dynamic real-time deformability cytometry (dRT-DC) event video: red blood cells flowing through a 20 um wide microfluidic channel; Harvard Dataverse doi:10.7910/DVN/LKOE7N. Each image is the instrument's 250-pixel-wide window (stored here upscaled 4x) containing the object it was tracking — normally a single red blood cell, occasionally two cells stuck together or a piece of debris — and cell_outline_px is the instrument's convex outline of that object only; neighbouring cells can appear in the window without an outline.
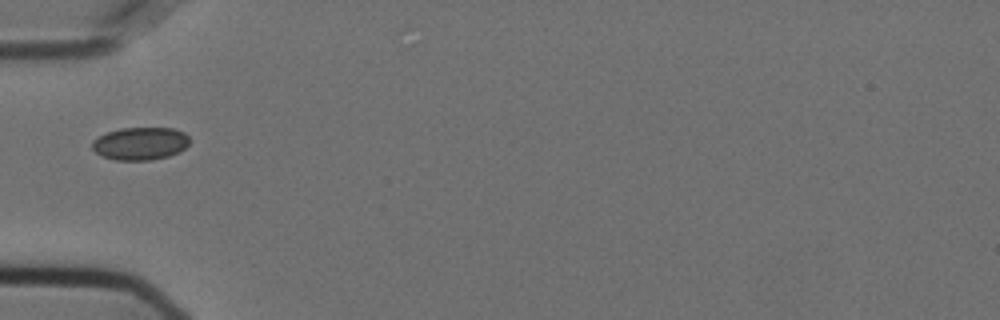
{"species": "Egyptian fruit bat (a non-hibernating species)", "species_latin": "Rousettus aegyptiacus", "temperature_condition": "cold", "stored_images_in_passage": 38, "camera_frame_rate_fps": 3000, "um_per_image_px": 0.085, "animal": {"sex": "female"}, "frame": {"image": 1, "passage_image": 1, "time_ms": 0.0, "image_size_px": [1000, 320], "cell_outline_px": [[188, 144], [180, 152], [168, 156], [152, 160], [116, 160], [100, 156], [92, 148], [92, 140], [108, 132], [120, 128], [172, 128], [184, 132], [188, 136]], "centroid_in_image_um": [11.91, 12.21], "position_along_channel_um": 73.1, "area_um2": 18.61}}
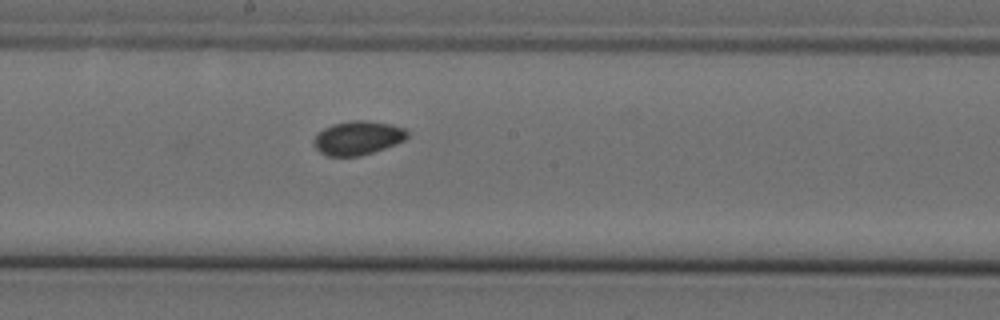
{"frame": {"image": 2, "passage_image": 13, "time_ms": 4.0, "image_size_px": [1000, 320], "cell_outline_px": [[408, 136], [404, 140], [396, 144], [360, 156], [328, 156], [320, 152], [316, 148], [312, 140], [324, 128], [332, 124], [352, 120], [364, 120], [388, 124], [404, 128], [408, 132]], "centroid_in_image_um": [30.4, 11.72], "position_along_channel_um": 217.8, "area_um2": 18.26}}
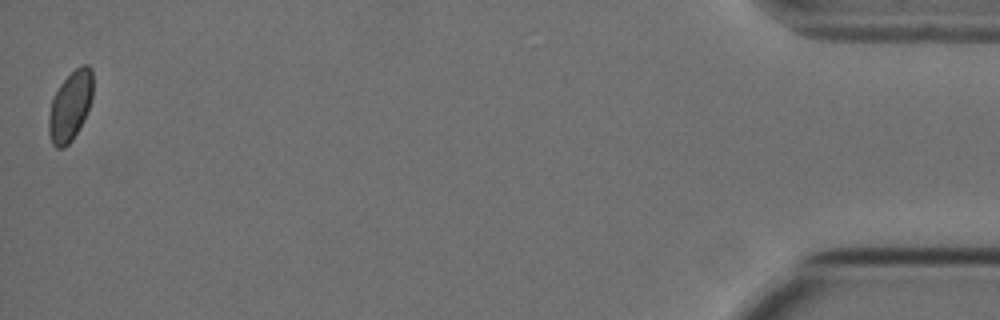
{"frame": {"image": 3, "passage_image": 38, "time_ms": 12.333, "image_size_px": [1000, 320], "cell_outline_px": [[92, 96], [84, 120], [72, 140], [64, 148], [56, 148], [52, 144], [48, 132], [48, 120], [52, 100], [60, 84], [80, 64], [88, 64], [92, 68]], "centroid_in_image_um": [5.97, 9.02], "position_along_channel_um": 429.2, "area_um2": 17.8}}